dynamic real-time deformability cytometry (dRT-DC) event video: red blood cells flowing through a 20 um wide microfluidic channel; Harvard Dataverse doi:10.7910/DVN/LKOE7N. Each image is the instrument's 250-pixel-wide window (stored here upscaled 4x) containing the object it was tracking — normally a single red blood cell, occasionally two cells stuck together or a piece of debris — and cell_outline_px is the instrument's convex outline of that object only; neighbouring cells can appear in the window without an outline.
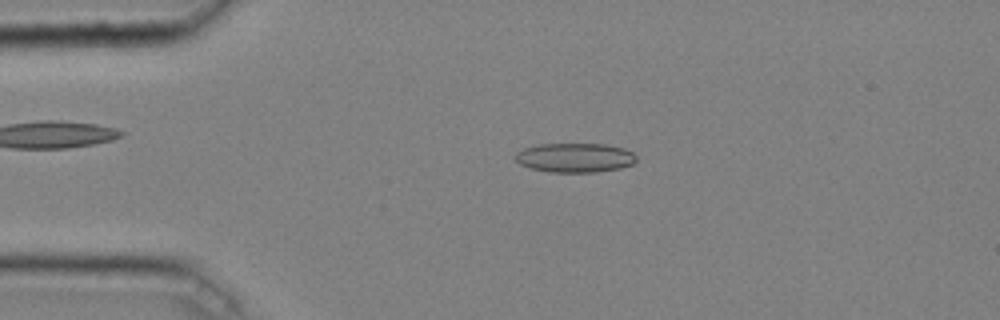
{"species": "common noctule bat (a hibernating species)", "species_latin": "Nyctalus noctula", "temperature_condition": "cold", "stored_images_in_passage": 45, "camera_frame_rate_fps": 3000, "um_per_image_px": 0.085, "animal": {"sex": "male", "body_mass_g": 20.4}, "frame": {"image": 1, "passage_image": 10, "time_ms": 3.0, "image_size_px": [1000, 320], "cell_outline_px": [[636, 160], [632, 164], [620, 168], [596, 172], [548, 172], [528, 168], [520, 164], [512, 156], [516, 152], [524, 148], [536, 144], [608, 144], [624, 148], [632, 152], [636, 156]], "centroid_in_image_um": [48.83, 13.4], "position_along_channel_um": 36.2, "area_um2": 20.92}}
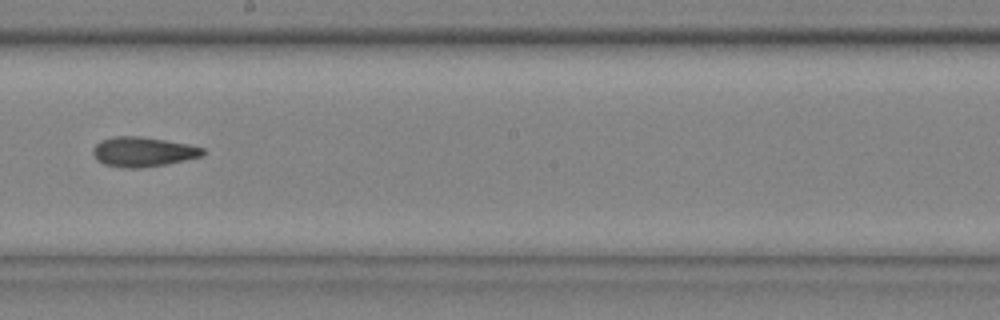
{"frame": {"image": 2, "passage_image": 27, "time_ms": 8.667, "image_size_px": [1000, 320], "cell_outline_px": [[204, 156], [164, 164], [140, 168], [120, 168], [104, 164], [96, 160], [92, 152], [92, 148], [100, 140], [112, 136], [140, 136], [188, 144], [204, 148]], "centroid_in_image_um": [12.11, 12.9], "position_along_channel_um": 236.1, "area_um2": 19.13}}
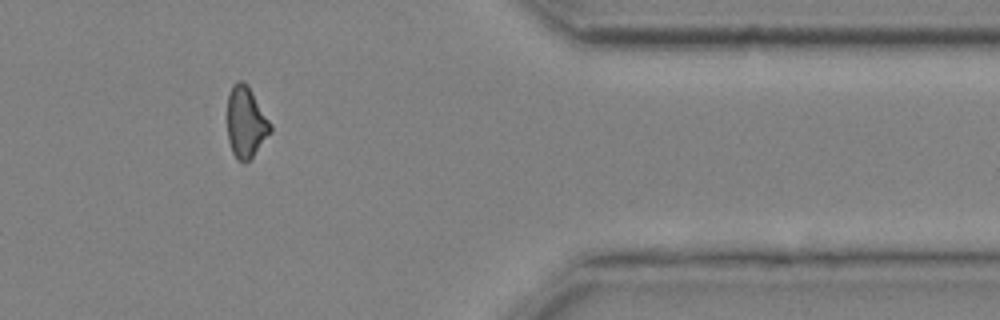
{"frame": {"image": 3, "passage_image": 40, "time_ms": 13.0, "image_size_px": [1000, 320], "cell_outline_px": [[272, 132], [252, 156], [248, 160], [236, 160], [232, 152], [228, 140], [228, 96], [232, 84], [236, 80], [244, 80], [248, 84], [272, 124]], "centroid_in_image_um": [20.91, 10.34], "position_along_channel_um": 390.5, "area_um2": 17.98}}